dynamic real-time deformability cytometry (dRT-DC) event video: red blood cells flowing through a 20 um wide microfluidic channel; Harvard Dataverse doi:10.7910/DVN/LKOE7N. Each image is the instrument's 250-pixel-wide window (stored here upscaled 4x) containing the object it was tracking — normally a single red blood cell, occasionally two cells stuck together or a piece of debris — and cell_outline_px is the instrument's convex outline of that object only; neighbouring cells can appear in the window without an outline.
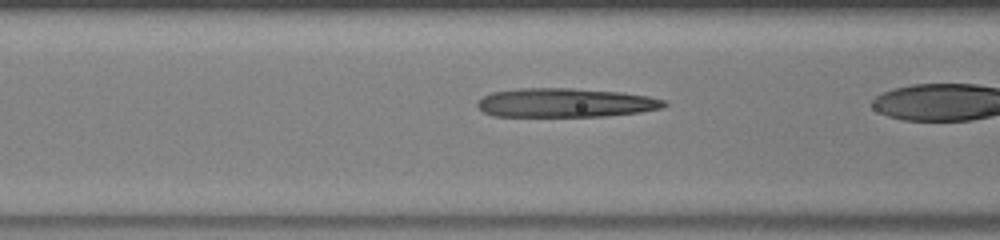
{"species": "human", "species_latin": "Homo sapiens", "temperature_condition": "warm", "stored_images_in_passage": 35, "camera_frame_rate_fps": 3000, "um_per_image_px": 0.085, "donor": {"sex": "male"}, "frame": {"image": 1, "passage_image": 17, "time_ms": 5.333, "image_size_px": [1000, 240], "cell_outline_px": [[668, 104], [664, 108], [640, 112], [608, 116], [496, 116], [484, 112], [476, 104], [476, 100], [492, 92], [516, 88], [572, 88], [624, 92], [648, 96], [668, 100]], "centroid_in_image_um": [48.11, 8.73], "position_along_channel_um": 118.5, "area_um2": 31.91}}
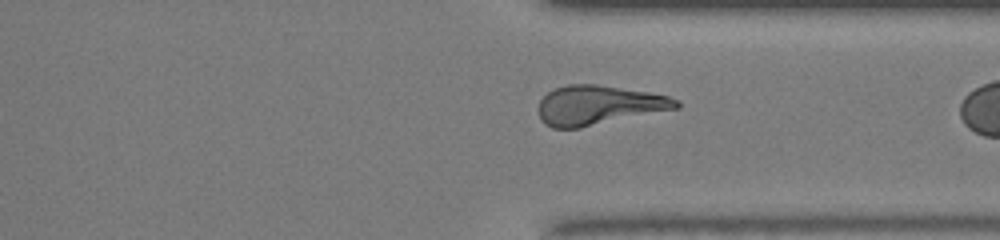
{"frame": {"image": 2, "passage_image": 34, "time_ms": 11.0, "image_size_px": [1000, 240], "cell_outline_px": [[680, 108], [580, 128], [552, 128], [544, 124], [540, 120], [540, 100], [548, 92], [556, 88], [568, 84], [596, 84], [648, 92], [668, 96], [680, 100]], "centroid_in_image_um": [50.91, 8.95], "position_along_channel_um": 360.5, "area_um2": 31.62}}